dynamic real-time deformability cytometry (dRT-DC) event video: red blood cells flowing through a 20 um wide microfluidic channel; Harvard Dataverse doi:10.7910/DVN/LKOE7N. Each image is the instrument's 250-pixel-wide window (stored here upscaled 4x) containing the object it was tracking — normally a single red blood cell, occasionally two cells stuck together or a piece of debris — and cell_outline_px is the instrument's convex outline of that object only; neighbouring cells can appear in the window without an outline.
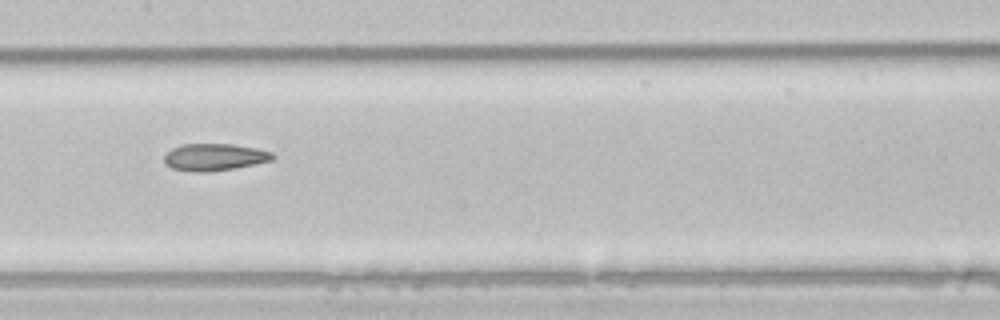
{"species": "common noctule bat (a hibernating species)", "species_latin": "Nyctalus noctula", "temperature_condition": "room temperature", "stored_images_in_passage": 4, "camera_frame_rate_fps": 3000, "um_per_image_px": 0.085, "animal": {"sex": "male", "body_mass_g": 21.5, "forearm_length_mm": 52.0}, "frame": {"image": 1, "passage_image": 4, "time_ms": 1.0, "image_size_px": [1000, 320], "cell_outline_px": [[276, 156], [272, 160], [256, 164], [212, 172], [192, 172], [172, 168], [164, 160], [164, 152], [180, 144], [232, 144], [256, 148], [272, 152]], "centroid_in_image_um": [18.22, 13.35], "position_along_channel_um": 189.2, "area_um2": 17.28}}